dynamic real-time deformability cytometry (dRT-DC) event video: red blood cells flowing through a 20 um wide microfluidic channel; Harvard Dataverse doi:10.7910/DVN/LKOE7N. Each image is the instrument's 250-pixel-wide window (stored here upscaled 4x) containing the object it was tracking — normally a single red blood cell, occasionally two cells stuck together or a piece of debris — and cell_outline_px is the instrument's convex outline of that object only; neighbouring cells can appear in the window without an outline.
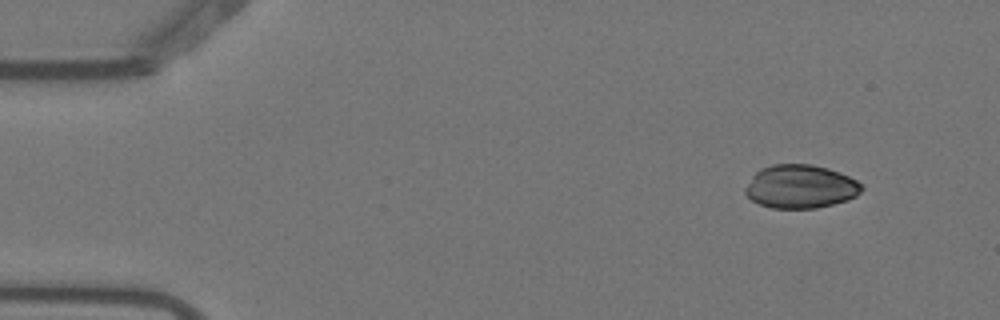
{"species": "Egyptian fruit bat (a non-hibernating species)", "species_latin": "Rousettus aegyptiacus", "temperature_condition": "warm", "stored_images_in_passage": 4, "camera_frame_rate_fps": 3000, "um_per_image_px": 0.085, "animal": {"sex": "female"}, "frame": {"image": 1, "passage_image": 1, "time_ms": 0.0, "image_size_px": [1000, 320], "cell_outline_px": [[864, 188], [856, 196], [848, 200], [816, 208], [772, 208], [760, 204], [752, 200], [744, 192], [744, 188], [752, 176], [760, 168], [772, 164], [812, 164], [828, 168], [840, 172], [856, 180]], "centroid_in_image_um": [68.03, 15.85], "position_along_channel_um": 17.0, "area_um2": 29.54}}